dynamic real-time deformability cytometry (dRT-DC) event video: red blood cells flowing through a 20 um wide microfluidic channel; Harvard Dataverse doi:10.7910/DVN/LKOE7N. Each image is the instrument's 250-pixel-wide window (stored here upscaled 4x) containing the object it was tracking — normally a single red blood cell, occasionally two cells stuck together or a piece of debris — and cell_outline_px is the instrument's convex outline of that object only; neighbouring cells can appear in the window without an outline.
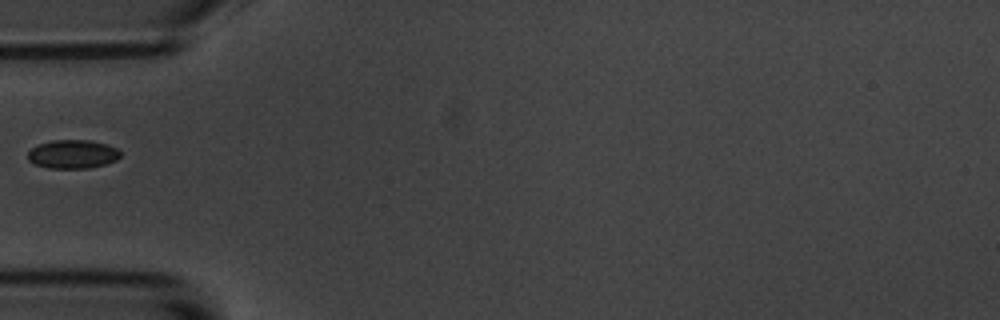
{"species": "common noctule bat (a hibernating species)", "species_latin": "Nyctalus noctula", "temperature_condition": "room temperature", "stored_images_in_passage": 5, "camera_frame_rate_fps": 3000, "um_per_image_px": 0.085, "animal": {"sex": "male", "body_mass_g": 20.1, "forearm_length_mm": 53.5}, "frame": {"image": 1, "passage_image": 1, "time_ms": 0.0, "image_size_px": [1000, 320], "cell_outline_px": [[120, 156], [116, 160], [104, 164], [88, 168], [48, 168], [36, 164], [28, 160], [28, 152], [36, 144], [52, 140], [92, 140], [108, 144], [116, 148], [120, 152]], "centroid_in_image_um": [6.17, 13.09], "position_along_channel_um": 78.8, "area_um2": 15.49}}
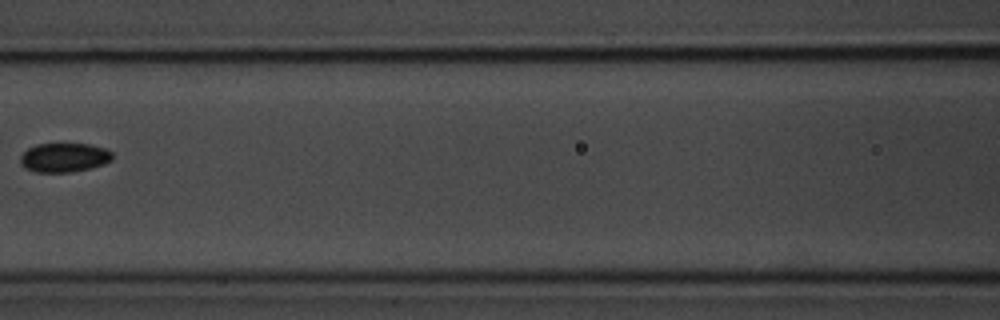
{"frame": {"image": 2, "passage_image": 3, "time_ms": 2.333, "image_size_px": [1000, 320], "cell_outline_px": [[112, 160], [104, 164], [72, 172], [36, 172], [24, 168], [20, 164], [20, 156], [28, 148], [36, 144], [88, 144], [104, 148], [112, 152]], "centroid_in_image_um": [5.43, 13.39], "position_along_channel_um": 161.2, "area_um2": 15.61}}
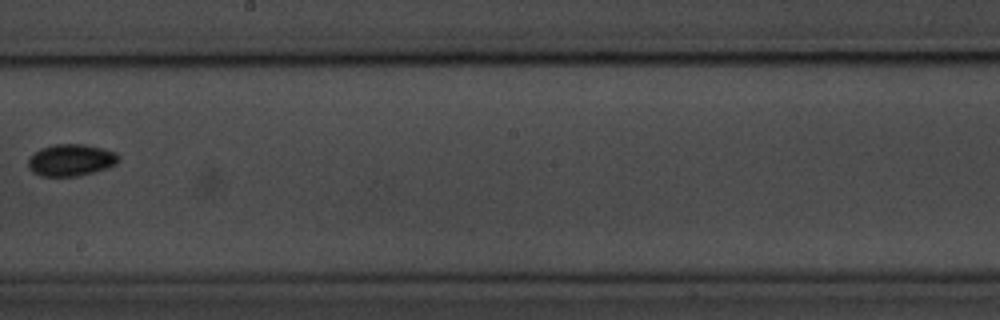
{"frame": {"image": 3, "passage_image": 5, "time_ms": 4.667, "image_size_px": [1000, 320], "cell_outline_px": [[120, 160], [116, 164], [108, 168], [76, 176], [40, 176], [32, 172], [28, 168], [28, 160], [40, 148], [52, 144], [84, 144], [104, 148], [116, 152], [120, 156]], "centroid_in_image_um": [6.05, 13.6], "position_along_channel_um": 242.1, "area_um2": 16.94}}